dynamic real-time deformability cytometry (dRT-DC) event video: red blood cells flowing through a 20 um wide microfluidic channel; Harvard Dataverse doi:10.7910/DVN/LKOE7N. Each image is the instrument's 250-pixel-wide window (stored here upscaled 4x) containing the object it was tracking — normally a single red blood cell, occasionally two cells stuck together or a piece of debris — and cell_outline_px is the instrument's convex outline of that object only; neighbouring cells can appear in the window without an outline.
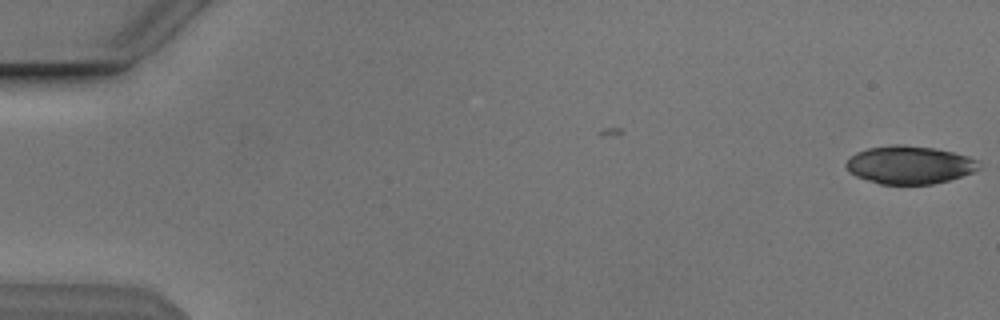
{"species": "Egyptian fruit bat (a non-hibernating species)", "species_latin": "Rousettus aegyptiacus", "temperature_condition": "cold", "stored_images_in_passage": 2, "camera_frame_rate_fps": 3000, "um_per_image_px": 0.085, "animal": {"sex": "male"}, "frame": {"image": 1, "passage_image": 2, "time_ms": 0.333, "image_size_px": [1000, 320], "cell_outline_px": [[980, 168], [972, 172], [948, 180], [932, 184], [880, 184], [856, 176], [848, 172], [844, 164], [856, 152], [868, 148], [892, 144], [904, 144], [936, 148], [968, 156], [980, 160]], "centroid_in_image_um": [77.3, 14.0], "position_along_channel_um": 7.7, "area_um2": 29.54}}